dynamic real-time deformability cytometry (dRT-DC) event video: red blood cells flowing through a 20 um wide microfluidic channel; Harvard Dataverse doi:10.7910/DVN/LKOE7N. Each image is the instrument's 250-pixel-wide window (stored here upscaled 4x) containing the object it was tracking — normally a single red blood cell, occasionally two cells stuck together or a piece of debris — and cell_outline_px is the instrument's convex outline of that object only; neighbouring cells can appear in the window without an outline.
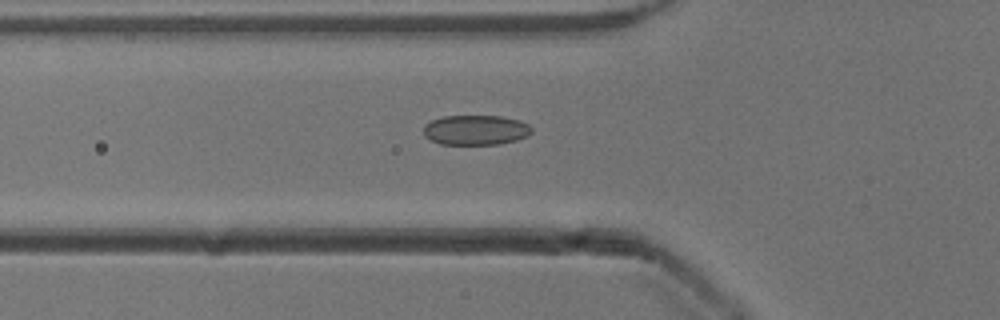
{"species": "common noctule bat (a hibernating species)", "species_latin": "Nyctalus noctula", "temperature_condition": "cold", "stored_images_in_passage": 35, "camera_frame_rate_fps": 3000, "um_per_image_px": 0.085, "animal": {"sex": "male", "body_mass_g": 13.3}, "frame": {"image": 1, "passage_image": 4, "time_ms": 1.0, "image_size_px": [1000, 320], "cell_outline_px": [[532, 132], [528, 136], [516, 140], [500, 144], [440, 144], [424, 136], [424, 124], [432, 120], [444, 116], [500, 116], [520, 120], [528, 124], [532, 128]], "centroid_in_image_um": [40.45, 11.05], "position_along_channel_um": 85.3, "area_um2": 18.9}}
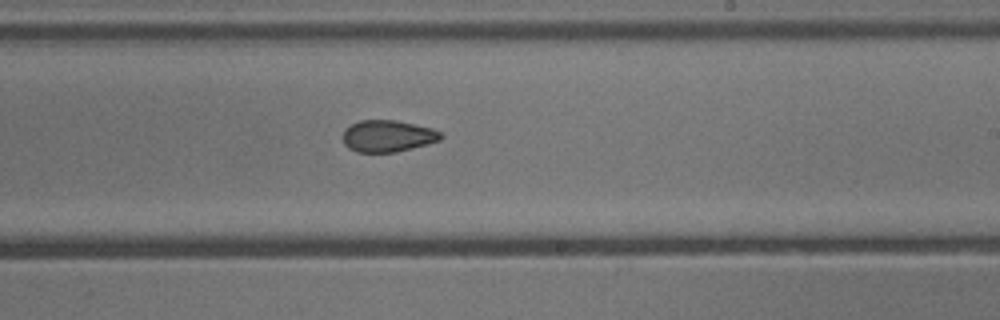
{"frame": {"image": 2, "passage_image": 17, "time_ms": 5.333, "image_size_px": [1000, 320], "cell_outline_px": [[444, 136], [440, 140], [412, 148], [396, 152], [356, 152], [348, 148], [344, 144], [344, 128], [360, 120], [396, 120], [432, 128], [440, 132]], "centroid_in_image_um": [32.95, 11.56], "position_along_channel_um": 256.0, "area_um2": 18.09}}
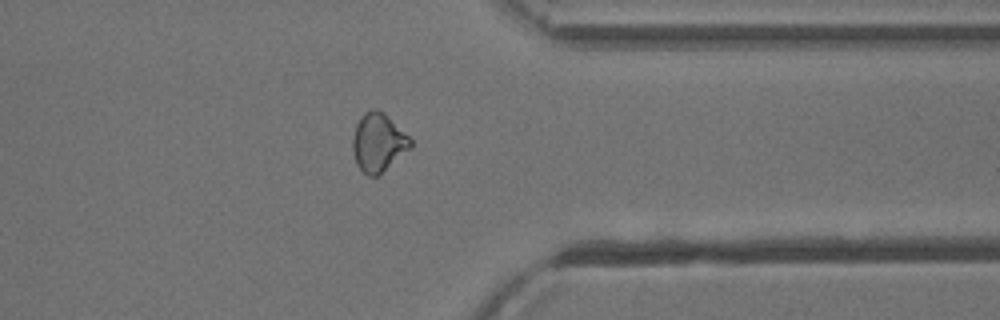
{"frame": {"image": 3, "passage_image": 27, "time_ms": 8.667, "image_size_px": [1000, 320], "cell_outline_px": [[412, 148], [380, 176], [368, 176], [356, 164], [352, 152], [352, 140], [356, 124], [360, 116], [364, 112], [372, 108], [384, 112], [412, 140]], "centroid_in_image_um": [32.15, 12.14], "position_along_channel_um": 379.2, "area_um2": 20.06}, "authors_computed_cell_mechanics": {"area_um2": 18.785, "velocity_mm_per_s": 3.919, "shape_relaxation_time_tau1_ms": 9.0894, "shape_relaxation_time_tau2_ms": 2.5644, "deformation_change_tau1": 0.1238, "deformation_change_tau2": 0.0851}}